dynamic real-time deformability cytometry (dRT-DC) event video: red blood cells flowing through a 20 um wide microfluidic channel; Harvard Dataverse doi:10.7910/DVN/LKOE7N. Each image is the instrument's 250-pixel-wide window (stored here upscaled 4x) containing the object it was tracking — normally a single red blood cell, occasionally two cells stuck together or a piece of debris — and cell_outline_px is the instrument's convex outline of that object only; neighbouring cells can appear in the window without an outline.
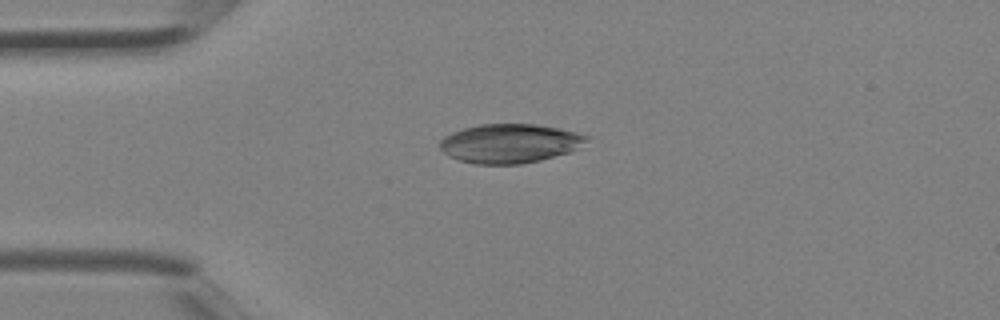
{"species": "Egyptian fruit bat (a non-hibernating species)", "species_latin": "Rousettus aegyptiacus", "temperature_condition": "room temperature", "stored_images_in_passage": 1, "camera_frame_rate_fps": 3000, "um_per_image_px": 0.085, "animal": {"sex": "female"}, "frame": {"image": 1, "passage_image": 1, "time_ms": 0.0, "image_size_px": [1000, 320], "cell_outline_px": [[592, 136], [588, 140], [576, 148], [568, 152], [540, 160], [520, 164], [476, 164], [460, 160], [448, 156], [440, 148], [440, 140], [444, 136], [452, 132], [464, 128], [480, 124], [536, 124], [576, 132]], "centroid_in_image_um": [43.31, 12.18], "position_along_channel_um": 41.7, "area_um2": 33.23}}